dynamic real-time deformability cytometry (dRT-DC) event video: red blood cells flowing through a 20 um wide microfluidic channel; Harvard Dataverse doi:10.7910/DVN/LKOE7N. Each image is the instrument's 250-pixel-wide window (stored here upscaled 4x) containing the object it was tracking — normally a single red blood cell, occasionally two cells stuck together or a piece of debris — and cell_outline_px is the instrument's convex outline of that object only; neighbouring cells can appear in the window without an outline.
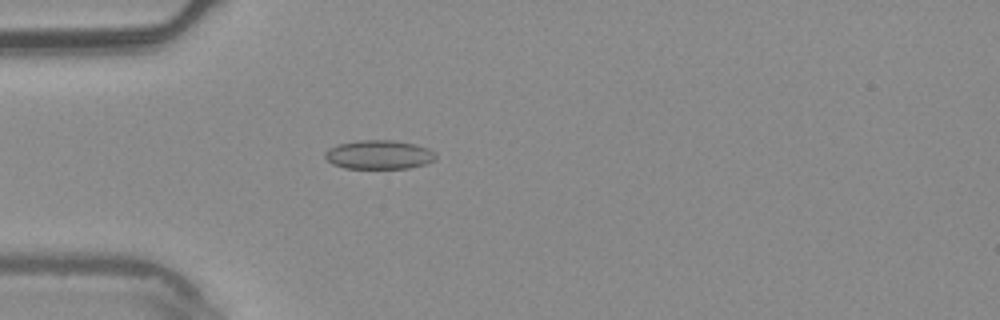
{"species": "common noctule bat (a hibernating species)", "species_latin": "Nyctalus noctula", "temperature_condition": "warm", "stored_images_in_passage": 4, "camera_frame_rate_fps": 3000, "um_per_image_px": 0.085, "animal": {"sex": "male", "body_mass_g": 20.4}, "frame": {"image": 1, "passage_image": 4, "time_ms": 1.0, "image_size_px": [1000, 320], "cell_outline_px": [[436, 160], [424, 164], [408, 168], [344, 168], [332, 164], [324, 156], [324, 152], [328, 148], [336, 144], [360, 140], [392, 140], [416, 144], [428, 148], [436, 152]], "centroid_in_image_um": [32.21, 13.14], "position_along_channel_um": 52.8, "area_um2": 18.84}}